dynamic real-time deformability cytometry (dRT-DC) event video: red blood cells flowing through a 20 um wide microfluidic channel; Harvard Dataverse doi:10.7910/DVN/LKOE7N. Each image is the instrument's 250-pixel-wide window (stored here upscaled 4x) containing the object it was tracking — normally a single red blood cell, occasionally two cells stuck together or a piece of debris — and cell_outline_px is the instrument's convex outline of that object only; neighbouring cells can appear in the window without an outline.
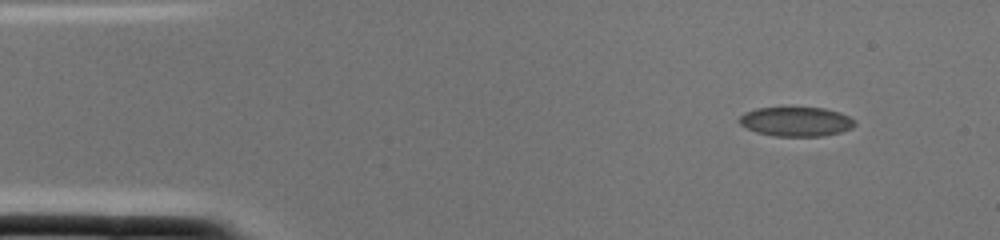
{"species": "common noctule bat (a hibernating species)", "species_latin": "Nyctalus noctula", "temperature_condition": "cold", "stored_images_in_passage": 1, "camera_frame_rate_fps": 3000, "um_per_image_px": 0.085, "animal": {"sex": "female", "body_mass_g": 22.0, "forearm_length_mm": 56.7}, "frame": {"image": 1, "passage_image": 1, "time_ms": 0.0, "image_size_px": [1000, 240], "cell_outline_px": [[856, 124], [852, 128], [840, 132], [824, 136], [776, 136], [756, 132], [740, 124], [736, 120], [744, 112], [756, 108], [824, 108], [840, 112], [856, 120]], "centroid_in_image_um": [67.67, 10.34], "position_along_channel_um": 17.3, "area_um2": 19.83}}